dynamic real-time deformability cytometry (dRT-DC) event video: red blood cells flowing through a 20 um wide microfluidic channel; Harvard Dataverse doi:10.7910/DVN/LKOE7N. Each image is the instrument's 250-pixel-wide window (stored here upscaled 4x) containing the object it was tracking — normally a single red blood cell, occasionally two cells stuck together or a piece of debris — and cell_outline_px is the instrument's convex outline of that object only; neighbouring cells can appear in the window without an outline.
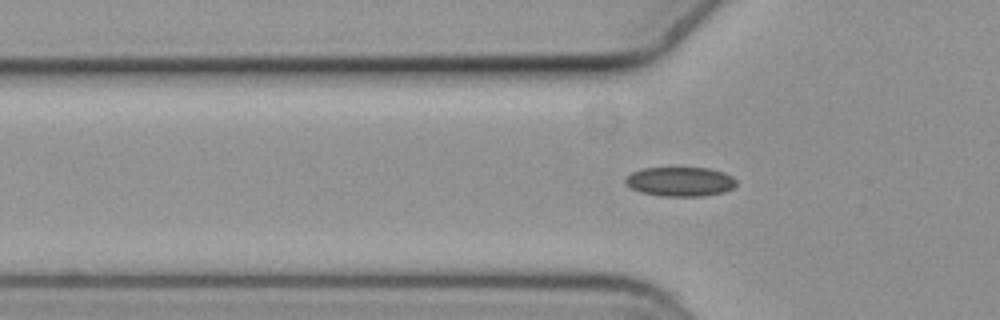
{"species": "common noctule bat (a hibernating species)", "species_latin": "Nyctalus noctula", "temperature_condition": "cold", "stored_images_in_passage": 7, "camera_frame_rate_fps": 3000, "um_per_image_px": 0.085, "animal": {"sex": "female", "body_mass_g": 19.3, "forearm_length_mm": 54.1}, "frame": {"image": 1, "passage_image": 7, "time_ms": 2.0, "image_size_px": [1000, 320], "cell_outline_px": [[736, 184], [732, 188], [724, 192], [704, 196], [660, 196], [640, 192], [624, 184], [624, 176], [632, 172], [644, 168], [708, 168], [724, 172], [732, 176], [736, 180]], "centroid_in_image_um": [57.78, 15.44], "position_along_channel_um": 68.0, "area_um2": 19.13}}